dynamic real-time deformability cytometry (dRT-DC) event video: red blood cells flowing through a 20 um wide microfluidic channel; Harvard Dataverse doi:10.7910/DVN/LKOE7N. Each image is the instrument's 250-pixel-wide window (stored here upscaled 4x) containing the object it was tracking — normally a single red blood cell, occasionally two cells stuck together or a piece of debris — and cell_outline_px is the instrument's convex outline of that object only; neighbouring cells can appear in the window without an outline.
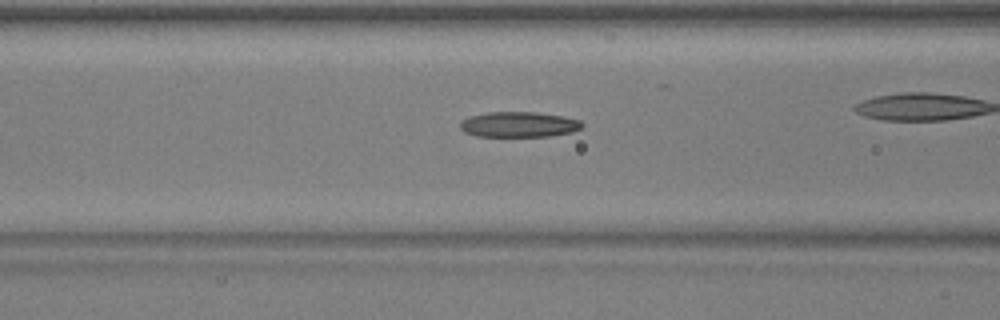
{"species": "common noctule bat (a hibernating species)", "species_latin": "Nyctalus noctula", "temperature_condition": "warm", "stored_images_in_passage": 39, "camera_frame_rate_fps": 3000, "um_per_image_px": 0.085, "animal": {"sex": "male", "body_mass_g": 17.9, "forearm_length_mm": 54.2}, "frame": {"image": 1, "passage_image": 22, "time_ms": 7.0, "image_size_px": [1000, 320], "cell_outline_px": [[584, 128], [572, 132], [548, 136], [476, 136], [464, 132], [460, 128], [460, 120], [468, 116], [488, 112], [536, 112], [564, 116], [580, 120], [584, 124]], "centroid_in_image_um": [44.11, 10.57], "position_along_channel_um": 122.5, "area_um2": 18.26}}